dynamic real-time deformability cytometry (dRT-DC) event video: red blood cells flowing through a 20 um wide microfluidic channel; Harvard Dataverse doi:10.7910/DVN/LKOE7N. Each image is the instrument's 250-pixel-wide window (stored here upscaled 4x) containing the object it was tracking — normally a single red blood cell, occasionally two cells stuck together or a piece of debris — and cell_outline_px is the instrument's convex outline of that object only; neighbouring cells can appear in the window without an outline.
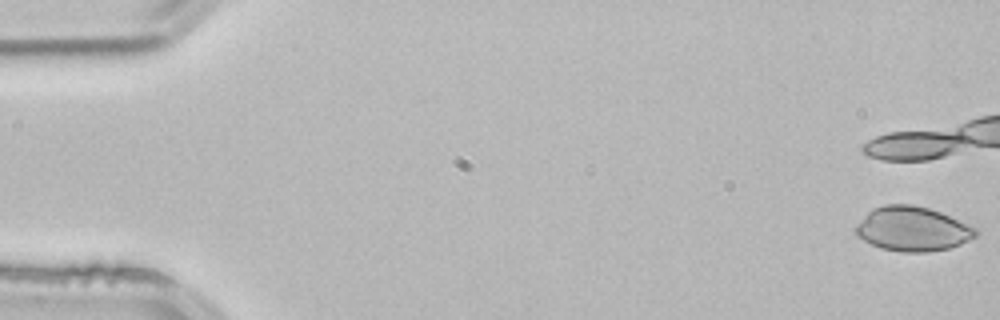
{"species": "common noctule bat (a hibernating species)", "species_latin": "Nyctalus noctula", "temperature_condition": "room temperature", "stored_images_in_passage": 5, "camera_frame_rate_fps": 3000, "um_per_image_px": 0.085, "animal": {"sex": "male", "body_mass_g": 21.5, "forearm_length_mm": 52.0}, "frame": {"image": 1, "passage_image": 1, "time_ms": 0.0, "image_size_px": [1000, 320], "cell_outline_px": [[980, 232], [976, 236], [960, 244], [948, 248], [928, 252], [900, 252], [880, 248], [856, 236], [856, 224], [872, 208], [884, 204], [912, 204], [928, 208], [940, 212], [968, 224], [976, 228]], "centroid_in_image_um": [77.55, 19.45], "position_along_channel_um": 7.4, "area_um2": 31.1}}